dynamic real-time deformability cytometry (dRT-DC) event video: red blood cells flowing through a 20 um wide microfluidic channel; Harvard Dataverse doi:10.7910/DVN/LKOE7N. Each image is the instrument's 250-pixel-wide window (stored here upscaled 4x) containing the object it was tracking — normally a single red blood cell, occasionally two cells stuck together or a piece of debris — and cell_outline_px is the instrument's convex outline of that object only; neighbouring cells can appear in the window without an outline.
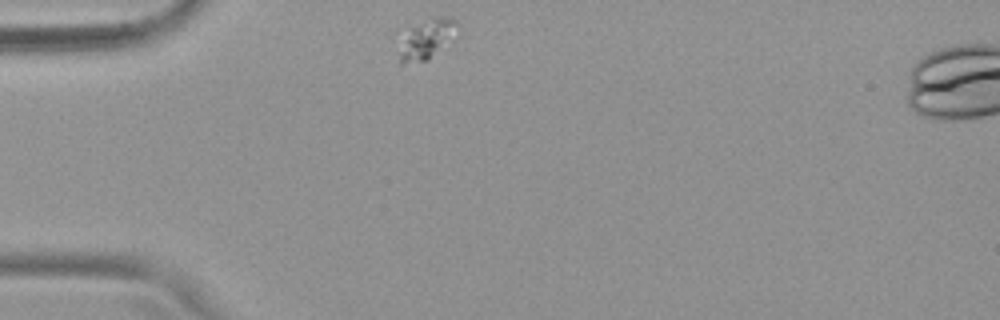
{"species": "common noctule bat (a hibernating species)", "species_latin": "Nyctalus noctula", "temperature_condition": "warm", "stored_images_in_passage": 43, "camera_frame_rate_fps": 3000, "um_per_image_px": 0.085, "animal": {"sex": "female", "body_mass_g": 19.9}, "frame": {"image": 1, "passage_image": 1, "time_ms": 0.0, "image_size_px": [1000, 320], "cell_outline_px": [[460, 24], [428, 60], [400, 64], [400, 56], [404, 32], [436, 16], [452, 16]], "centroid_in_image_um": [36.25, 3.29], "position_along_channel_um": 48.8, "area_um2": 12.43}}
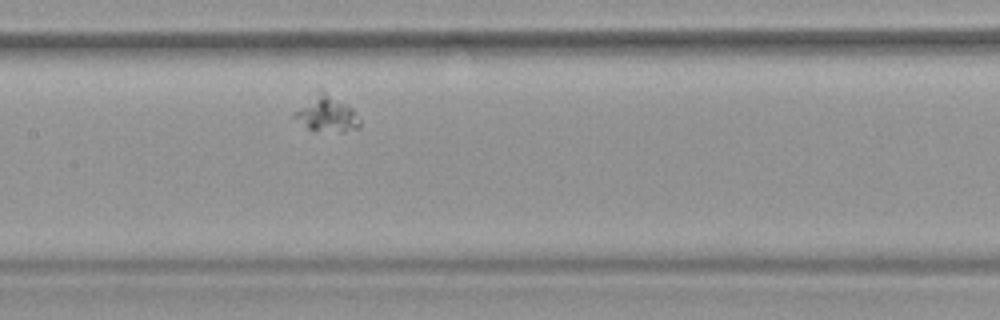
{"frame": {"image": 2, "passage_image": 14, "time_ms": 4.333, "image_size_px": [1000, 320], "cell_outline_px": [[360, 128], [344, 132], [340, 132], [308, 128], [292, 116], [292, 112], [324, 92], [352, 108], [360, 120]], "centroid_in_image_um": [27.82, 9.76], "position_along_channel_um": 179.6, "area_um2": 12.6}}
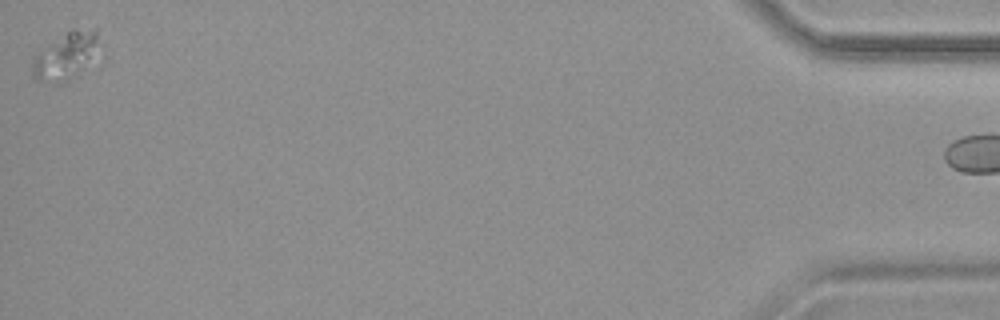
{"frame": {"image": 3, "passage_image": 43, "time_ms": 14.0, "image_size_px": [1000, 320], "cell_outline_px": [[104, 64], [100, 68], [60, 84], [56, 84], [40, 80], [32, 76], [32, 60], [36, 48], [72, 28], [96, 32], [104, 56]], "centroid_in_image_um": [5.76, 4.82], "position_along_channel_um": 429.4, "area_um2": 21.1}}